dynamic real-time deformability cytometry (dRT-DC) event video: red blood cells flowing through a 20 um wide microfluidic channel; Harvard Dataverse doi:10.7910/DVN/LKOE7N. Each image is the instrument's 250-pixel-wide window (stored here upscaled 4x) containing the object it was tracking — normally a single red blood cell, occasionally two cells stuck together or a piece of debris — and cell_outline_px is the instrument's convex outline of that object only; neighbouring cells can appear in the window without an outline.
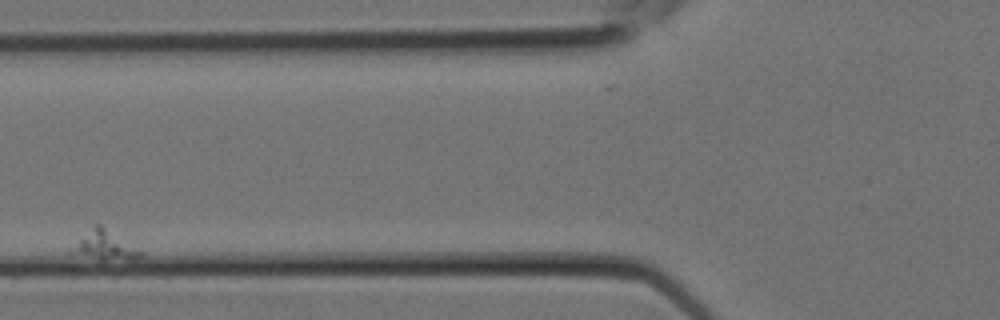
{"species": "Egyptian fruit bat (a non-hibernating species)", "species_latin": "Rousettus aegyptiacus", "temperature_condition": "room temperature", "stored_images_in_passage": 3, "camera_frame_rate_fps": 3000, "um_per_image_px": 0.085, "animal": {"sex": "female"}, "frame": {"image": 1, "passage_image": 2, "time_ms": 0.333, "image_size_px": [1000, 320], "cell_outline_px": [[140, 256], [124, 276], [116, 276], [76, 248], [80, 240], [92, 224], [100, 224], [140, 252]], "centroid_in_image_um": [9.2, 21.26], "position_along_channel_um": 116.6, "area_um2": 13.53}}
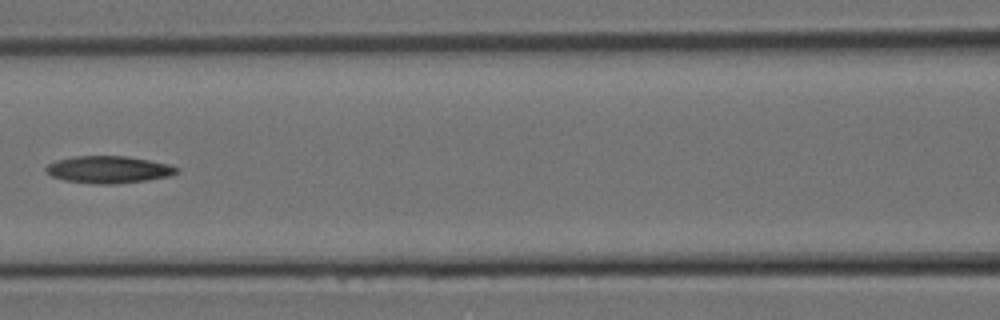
{"frame": {"image": 2, "passage_image": 3, "time_ms": 0.667, "image_size_px": [1000, 320], "cell_outline_px": [[180, 172], [172, 176], [148, 180], [116, 184], [96, 184], [64, 180], [52, 176], [44, 172], [44, 168], [48, 164], [56, 160], [72, 156], [128, 156], [168, 164], [180, 168]], "centroid_in_image_um": [9.24, 14.41], "position_along_channel_um": 157.4, "area_um2": 20.98}}